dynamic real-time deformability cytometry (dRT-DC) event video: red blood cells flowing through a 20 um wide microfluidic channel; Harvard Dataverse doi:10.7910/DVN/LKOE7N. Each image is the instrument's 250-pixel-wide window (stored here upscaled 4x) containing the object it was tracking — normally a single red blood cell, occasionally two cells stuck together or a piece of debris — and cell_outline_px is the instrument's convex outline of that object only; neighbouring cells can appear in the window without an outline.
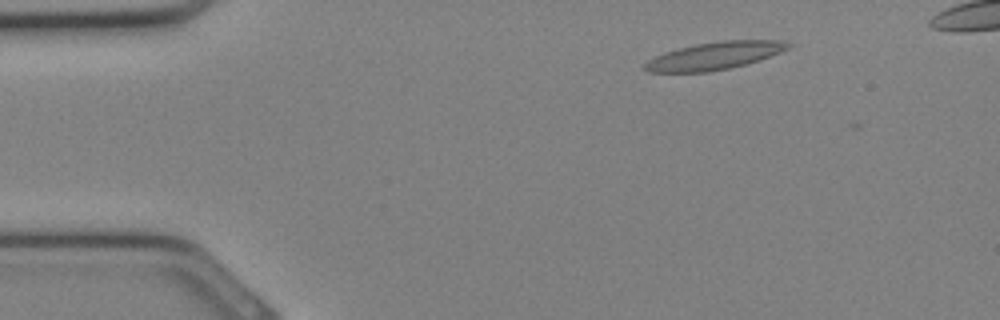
{"species": "Egyptian fruit bat (a non-hibernating species)", "species_latin": "Rousettus aegyptiacus", "temperature_condition": "cold", "stored_images_in_passage": 28, "camera_frame_rate_fps": 3000, "um_per_image_px": 0.085, "animal": {"sex": "female"}, "frame": {"image": 1, "passage_image": 2, "time_ms": 0.333, "image_size_px": [1000, 320], "cell_outline_px": [[792, 44], [788, 48], [780, 52], [744, 64], [728, 68], [708, 72], [648, 72], [644, 68], [644, 64], [648, 60], [664, 52], [676, 48], [696, 44], [724, 40], [776, 40]], "centroid_in_image_um": [60.67, 4.74], "position_along_channel_um": 24.3, "area_um2": 22.66}}
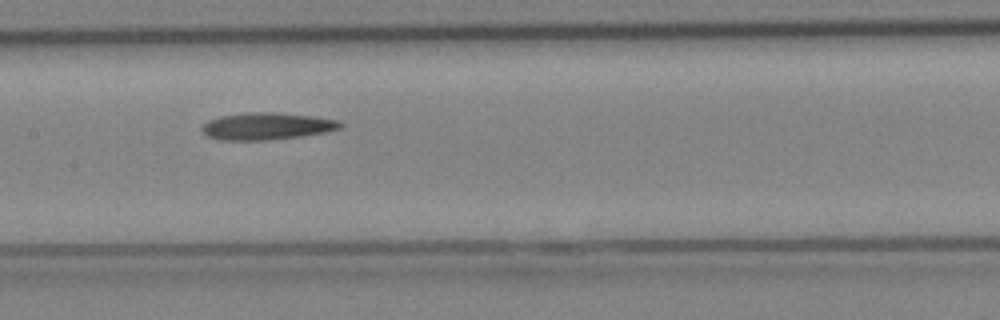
{"frame": {"image": 2, "passage_image": 13, "time_ms": 4.0, "image_size_px": [1000, 320], "cell_outline_px": [[344, 124], [340, 128], [324, 132], [300, 136], [268, 140], [216, 140], [204, 136], [200, 128], [208, 120], [220, 116], [248, 112], [272, 112], [312, 116], [336, 120]], "centroid_in_image_um": [22.59, 10.73], "position_along_channel_um": 184.8, "area_um2": 21.85}}
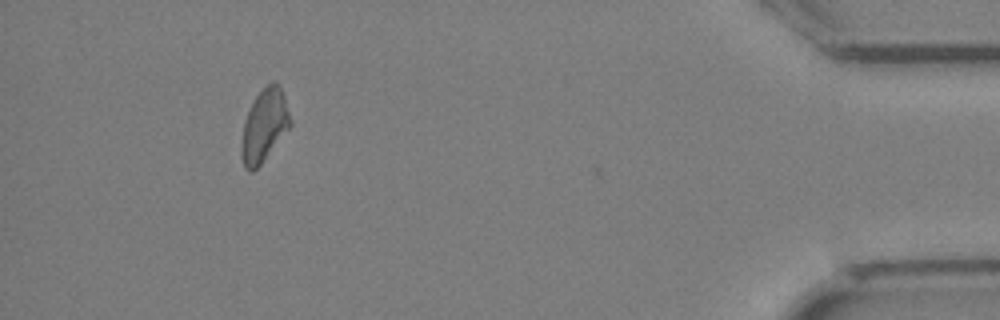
{"frame": {"image": 3, "passage_image": 27, "time_ms": 8.667, "image_size_px": [1000, 320], "cell_outline_px": [[292, 124], [260, 164], [252, 172], [248, 172], [244, 168], [240, 152], [240, 144], [244, 120], [256, 96], [272, 80], [276, 80], [280, 84], [292, 120]], "centroid_in_image_um": [22.45, 10.67], "position_along_channel_um": 412.7, "area_um2": 20.63}}